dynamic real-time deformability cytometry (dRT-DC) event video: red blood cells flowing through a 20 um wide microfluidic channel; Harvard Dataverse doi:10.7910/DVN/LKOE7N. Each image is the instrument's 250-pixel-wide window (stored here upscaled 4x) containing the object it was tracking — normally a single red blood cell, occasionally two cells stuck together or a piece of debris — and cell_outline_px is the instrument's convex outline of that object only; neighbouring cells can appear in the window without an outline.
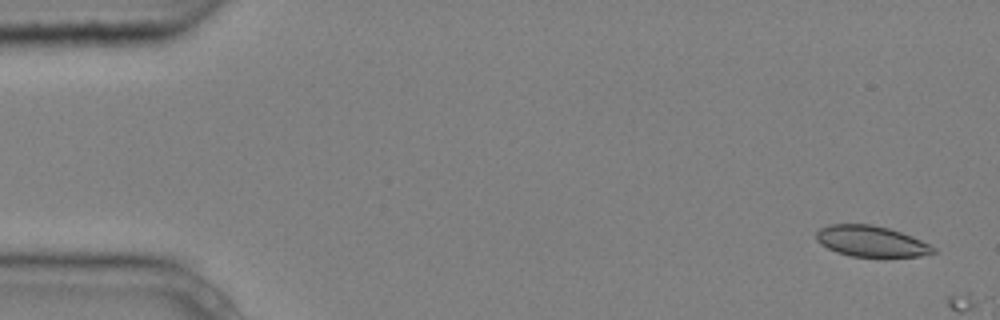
{"species": "common noctule bat (a hibernating species)", "species_latin": "Nyctalus noctula", "temperature_condition": "cold", "stored_images_in_passage": 2, "camera_frame_rate_fps": 3000, "um_per_image_px": 0.085, "animal": {"sex": "male", "body_mass_g": 20.4}, "frame": {"image": 1, "passage_image": 1, "time_ms": 0.0, "image_size_px": [1000, 320], "cell_outline_px": [[936, 252], [920, 256], [852, 256], [836, 252], [820, 244], [816, 240], [816, 232], [820, 228], [828, 224], [872, 224], [888, 228], [912, 236], [936, 248]], "centroid_in_image_um": [74.01, 20.49], "position_along_channel_um": 11.0, "area_um2": 20.92}}